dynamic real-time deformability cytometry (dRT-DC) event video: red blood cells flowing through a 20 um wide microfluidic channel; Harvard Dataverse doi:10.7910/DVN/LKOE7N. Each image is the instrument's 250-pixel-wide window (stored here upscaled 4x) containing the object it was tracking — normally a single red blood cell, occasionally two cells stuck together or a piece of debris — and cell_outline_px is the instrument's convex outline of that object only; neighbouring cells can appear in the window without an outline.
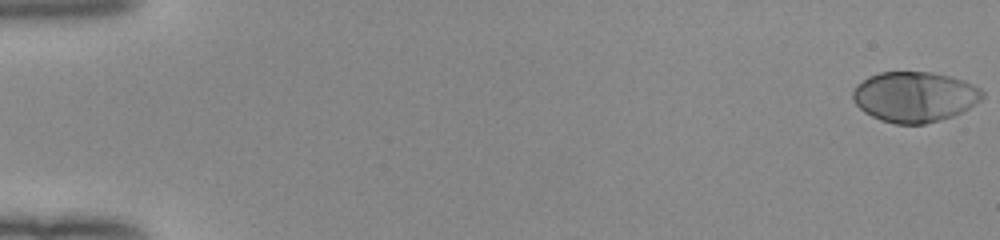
{"species": "human", "species_latin": "Homo sapiens", "temperature_condition": "room temperature", "stored_images_in_passage": 52, "camera_frame_rate_fps": 3000, "um_per_image_px": 0.085, "donor": {"sex": "female"}, "frame": {"image": 1, "passage_image": 1, "time_ms": 0.0, "image_size_px": [1000, 240], "cell_outline_px": [[984, 96], [976, 104], [952, 116], [940, 120], [924, 124], [896, 124], [880, 120], [864, 112], [852, 100], [852, 92], [856, 84], [868, 76], [880, 72], [928, 72], [952, 76], [964, 80], [980, 88], [984, 92]], "centroid_in_image_um": [77.72, 8.22], "position_along_channel_um": 7.3, "area_um2": 38.21}}
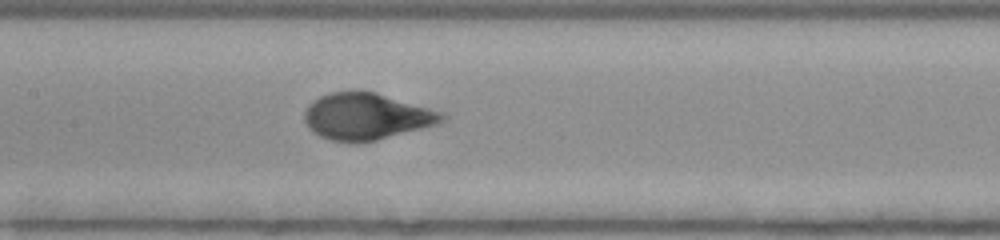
{"frame": {"image": 2, "passage_image": 27, "time_ms": 8.667, "image_size_px": [1000, 240], "cell_outline_px": [[448, 116], [440, 124], [376, 140], [356, 144], [348, 144], [332, 140], [320, 136], [312, 132], [308, 128], [304, 120], [304, 112], [308, 104], [312, 100], [320, 96], [332, 92], [376, 92], [444, 112]], "centroid_in_image_um": [31.15, 9.92], "position_along_channel_um": 176.2, "area_um2": 37.74}}
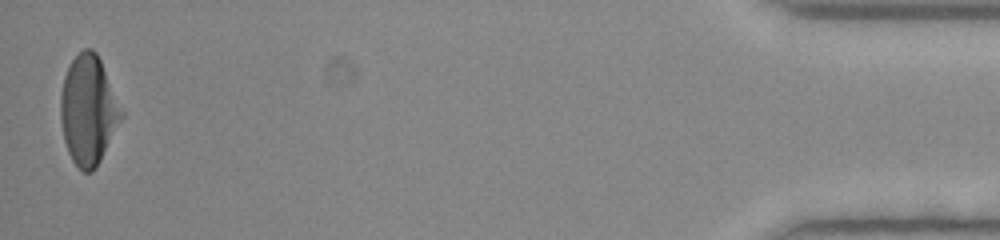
{"frame": {"image": 3, "passage_image": 52, "time_ms": 17.0, "image_size_px": [1000, 240], "cell_outline_px": [[124, 116], [96, 168], [92, 172], [84, 172], [72, 160], [68, 152], [64, 140], [60, 120], [60, 96], [64, 76], [72, 60], [84, 48], [92, 48], [96, 52], [100, 60], [124, 112]], "centroid_in_image_um": [7.51, 9.37], "position_along_channel_um": 427.7, "area_um2": 38.61}, "authors_computed_cell_mechanics": {"area_um2": 37.6278, "velocity_mm_per_s": 4.0092, "shape_relaxation_time_tau1_ms": 3.7441, "shape_relaxation_time_tau2_ms": null, "deformation_change_tau1": 0.2299, "deformation_change_tau2": null}}